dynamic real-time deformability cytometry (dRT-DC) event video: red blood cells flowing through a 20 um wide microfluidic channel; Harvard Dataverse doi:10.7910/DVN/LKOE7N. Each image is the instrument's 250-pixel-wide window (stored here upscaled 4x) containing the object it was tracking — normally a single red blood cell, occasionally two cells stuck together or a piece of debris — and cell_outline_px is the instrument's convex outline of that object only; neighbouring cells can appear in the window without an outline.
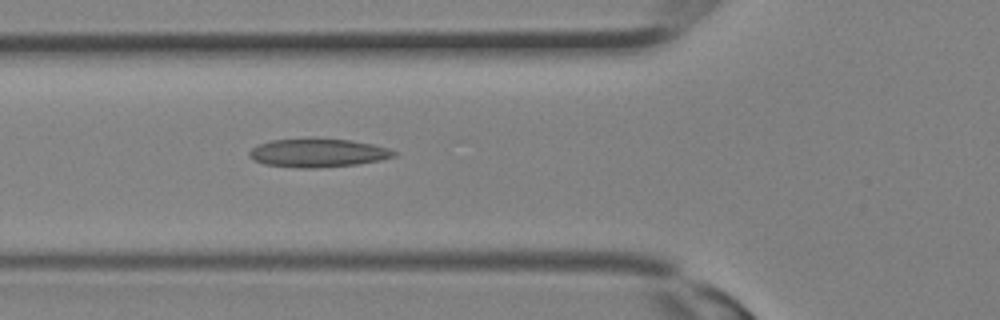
{"species": "Egyptian fruit bat (a non-hibernating species)", "species_latin": "Rousettus aegyptiacus", "temperature_condition": "room temperature", "stored_images_in_passage": 11, "camera_frame_rate_fps": 3000, "um_per_image_px": 0.085, "animal": {"sex": "female"}, "frame": {"image": 1, "passage_image": 11, "time_ms": 3.333, "image_size_px": [1000, 320], "cell_outline_px": [[396, 156], [380, 160], [356, 164], [316, 168], [296, 168], [264, 164], [252, 160], [248, 156], [248, 152], [252, 148], [260, 144], [272, 140], [348, 140], [372, 144], [388, 148], [396, 152]], "centroid_in_image_um": [26.99, 13.03], "position_along_channel_um": 98.8, "area_um2": 23.47}}